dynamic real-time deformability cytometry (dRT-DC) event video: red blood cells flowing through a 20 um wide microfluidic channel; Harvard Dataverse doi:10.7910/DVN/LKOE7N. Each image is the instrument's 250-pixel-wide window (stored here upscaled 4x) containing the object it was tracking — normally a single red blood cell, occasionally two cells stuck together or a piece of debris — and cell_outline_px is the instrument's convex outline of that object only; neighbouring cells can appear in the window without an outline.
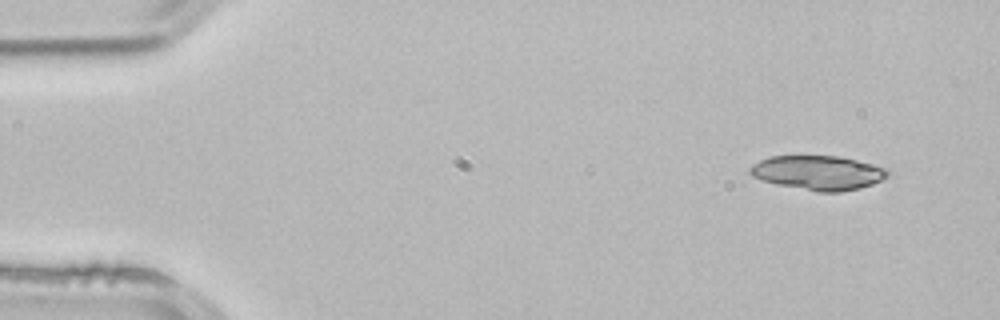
{"species": "common noctule bat (a hibernating species)", "species_latin": "Nyctalus noctula", "temperature_condition": "room temperature", "stored_images_in_passage": 3, "segment_of_instrument_passage": [1, 2], "camera_frame_rate_fps": 3000, "um_per_image_px": 0.085, "animal": {"sex": "male", "body_mass_g": 21.5, "forearm_length_mm": 52.0}, "frame": {"image": 1, "passage_image": 1, "time_ms": 0.0, "image_size_px": [1000, 320], "cell_outline_px": [[888, 176], [872, 184], [860, 188], [840, 192], [820, 192], [776, 184], [752, 176], [748, 172], [748, 168], [752, 164], [760, 160], [772, 156], [836, 156], [856, 160], [888, 168]], "centroid_in_image_um": [69.53, 14.68], "position_along_channel_um": 15.5, "area_um2": 27.4}}